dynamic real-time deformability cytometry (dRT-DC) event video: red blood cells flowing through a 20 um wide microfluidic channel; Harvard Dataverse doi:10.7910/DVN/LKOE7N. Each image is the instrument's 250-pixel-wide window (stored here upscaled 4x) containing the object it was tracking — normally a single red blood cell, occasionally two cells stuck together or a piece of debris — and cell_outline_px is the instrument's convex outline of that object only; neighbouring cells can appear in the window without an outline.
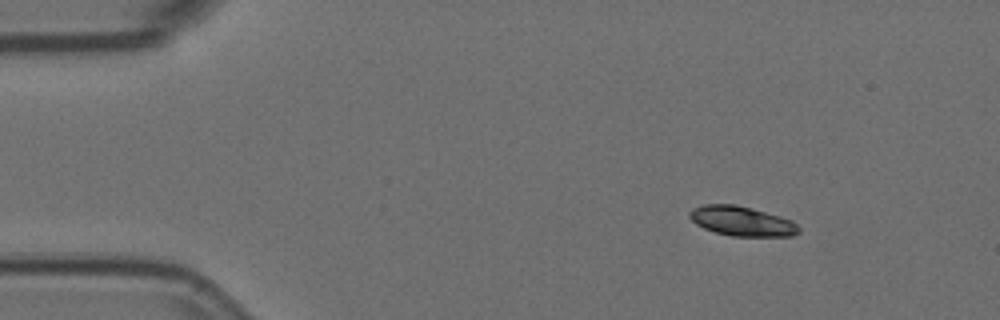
{"species": "Egyptian fruit bat (a non-hibernating species)", "species_latin": "Rousettus aegyptiacus", "temperature_condition": "room temperature", "stored_images_in_passage": 5, "segment_of_instrument_passage": [2, 2], "camera_frame_rate_fps": 3000, "um_per_image_px": 0.085, "animal": {"sex": "female"}, "frame": {"image": 1, "passage_image": 5, "time_ms": 1.333, "image_size_px": [1000, 320], "cell_outline_px": [[800, 232], [792, 236], [732, 236], [716, 232], [704, 228], [696, 224], [688, 216], [688, 212], [692, 208], [704, 204], [736, 204], [780, 216], [792, 220], [800, 228]], "centroid_in_image_um": [63.04, 18.79], "position_along_channel_um": 22.0, "area_um2": 18.9}}